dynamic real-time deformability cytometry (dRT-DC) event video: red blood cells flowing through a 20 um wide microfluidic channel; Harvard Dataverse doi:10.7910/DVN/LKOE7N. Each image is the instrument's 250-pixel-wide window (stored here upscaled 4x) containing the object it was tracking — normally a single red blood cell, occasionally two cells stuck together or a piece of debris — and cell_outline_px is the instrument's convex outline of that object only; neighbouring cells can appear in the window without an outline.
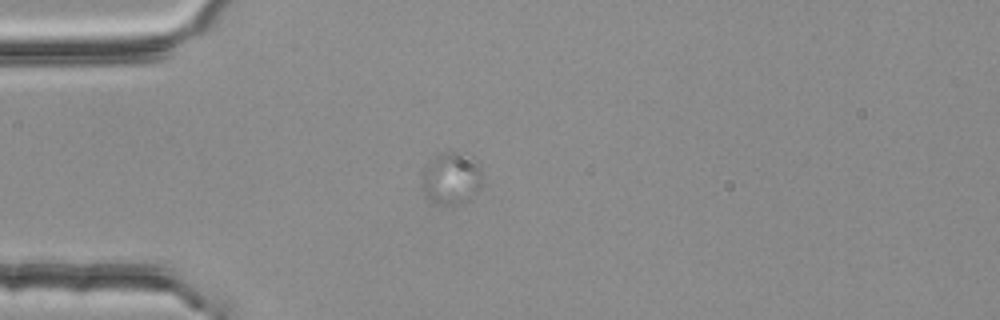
{"species": "common noctule bat (a hibernating species)", "species_latin": "Nyctalus noctula", "temperature_condition": "room temperature", "stored_images_in_passage": 52, "camera_frame_rate_fps": 3000, "um_per_image_px": 0.085, "animal": {"sex": "female", "body_mass_g": 25.1}, "frame": {"image": 1, "passage_image": 9, "time_ms": 2.667, "image_size_px": [1000, 320], "cell_outline_px": [[484, 184], [476, 192], [464, 200], [456, 204], [444, 204], [428, 196], [420, 188], [420, 172], [428, 160], [440, 152], [464, 152], [472, 156], [480, 164], [484, 176]], "centroid_in_image_um": [38.37, 15.07], "position_along_channel_um": 46.6, "area_um2": 18.9}}